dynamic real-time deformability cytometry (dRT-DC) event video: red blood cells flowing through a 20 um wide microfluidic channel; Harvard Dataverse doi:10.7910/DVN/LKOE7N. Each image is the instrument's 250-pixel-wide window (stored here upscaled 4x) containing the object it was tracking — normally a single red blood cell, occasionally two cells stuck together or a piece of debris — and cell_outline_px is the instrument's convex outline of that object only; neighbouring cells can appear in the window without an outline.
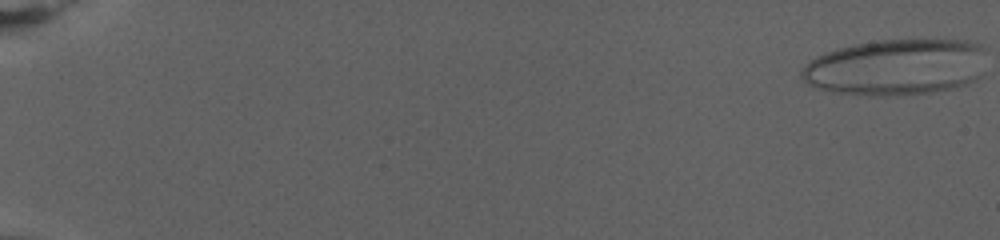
{"species": "human", "species_latin": "Homo sapiens", "temperature_condition": "warm", "stored_images_in_passage": 81, "camera_frame_rate_fps": 3000, "um_per_image_px": 0.085, "donor": {"sex": "female"}, "frame": {"image": 1, "passage_image": 1, "time_ms": 0.0, "image_size_px": [1000, 240], "cell_outline_px": [[984, 48], [968, 80], [964, 84], [948, 88], [928, 92], [876, 96], [840, 92], [820, 88], [808, 84], [800, 76], [804, 68], [812, 60], [828, 52], [840, 48], [856, 44], [880, 40], [968, 40], [980, 44]], "centroid_in_image_um": [76.03, 5.69], "position_along_channel_um": 9.0, "area_um2": 57.97}}
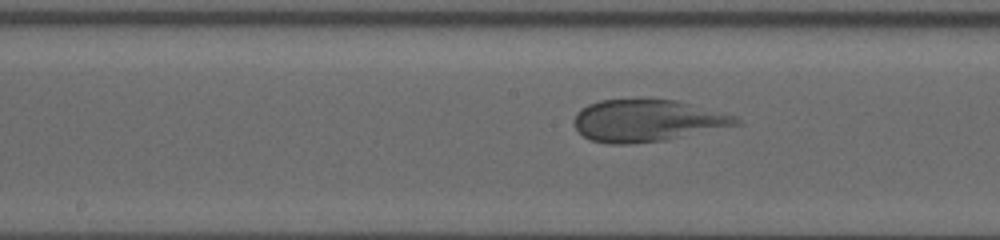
{"frame": {"image": 2, "passage_image": 45, "time_ms": 14.667, "image_size_px": [1000, 240], "cell_outline_px": [[740, 124], [664, 140], [632, 144], [608, 144], [592, 140], [584, 136], [576, 128], [576, 112], [580, 108], [588, 104], [600, 100], [676, 100], [736, 116], [740, 120]], "centroid_in_image_um": [54.99, 10.26], "position_along_channel_um": 193.2, "area_um2": 39.02}}
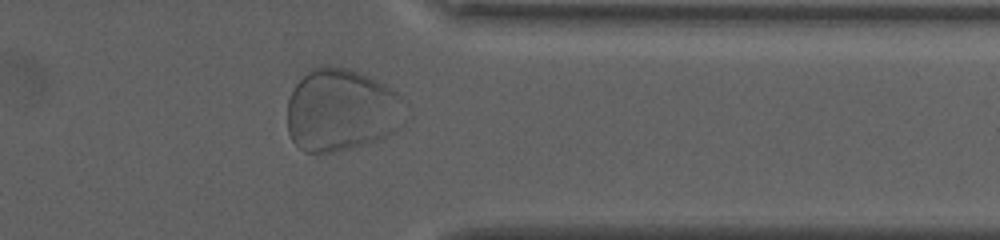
{"frame": {"image": 3, "passage_image": 67, "time_ms": 22.0, "image_size_px": [1000, 240], "cell_outline_px": [[400, 96], [396, 128], [392, 132], [384, 136], [348, 148], [332, 152], [304, 152], [292, 140], [288, 132], [288, 100], [296, 84], [312, 68], [324, 64], [328, 64], [348, 68], [368, 76], [384, 84], [396, 92]], "centroid_in_image_um": [28.89, 9.32], "position_along_channel_um": 382.5, "area_um2": 55.14}, "authors_computed_cell_mechanics": {"area_um2": 49.997, "velocity_mm_per_s": 2.6335, "shape_relaxation_time_tau1_ms": 7.3515, "shape_relaxation_time_tau2_ms": null, "deformation_change_tau1": 0.2593, "deformation_change_tau2": null}}